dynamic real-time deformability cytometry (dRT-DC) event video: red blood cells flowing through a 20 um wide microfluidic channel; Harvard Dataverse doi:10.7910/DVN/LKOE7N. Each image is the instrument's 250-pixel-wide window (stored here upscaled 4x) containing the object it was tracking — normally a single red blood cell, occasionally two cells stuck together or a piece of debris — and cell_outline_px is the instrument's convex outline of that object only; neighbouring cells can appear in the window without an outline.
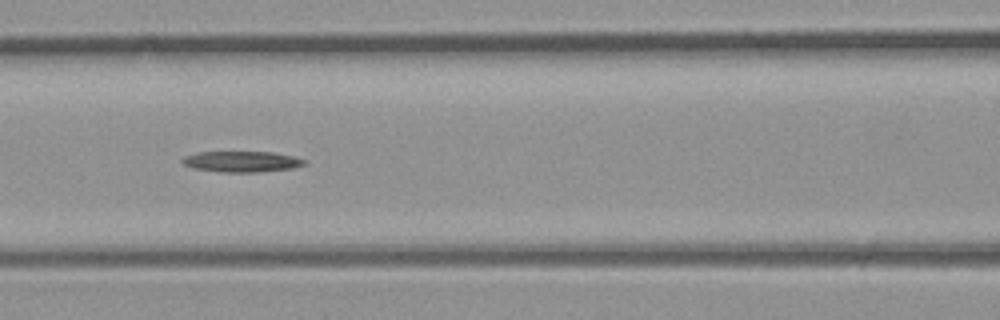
{"species": "common noctule bat (a hibernating species)", "species_latin": "Nyctalus noctula", "temperature_condition": "room temperature", "stored_images_in_passage": 25, "camera_frame_rate_fps": 3000, "um_per_image_px": 0.085, "animal": {"sex": "male", "body_mass_g": 23.1, "forearm_length_mm": 52.7}, "frame": {"image": 1, "passage_image": 9, "time_ms": 2.667, "image_size_px": [1000, 320], "cell_outline_px": [[304, 164], [292, 168], [256, 172], [224, 172], [192, 168], [184, 164], [180, 160], [184, 156], [196, 152], [272, 152], [292, 156], [304, 160]], "centroid_in_image_um": [20.47, 13.73], "position_along_channel_um": 146.1, "area_um2": 14.62}}
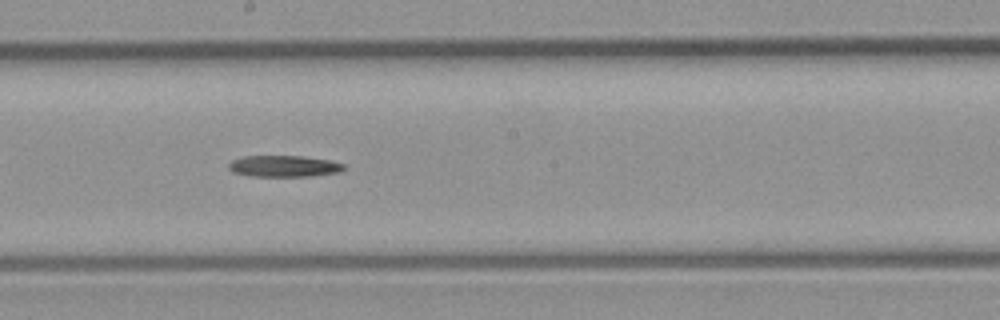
{"frame": {"image": 2, "passage_image": 13, "time_ms": 4.0, "image_size_px": [1000, 320], "cell_outline_px": [[344, 168], [340, 172], [312, 176], [252, 176], [232, 172], [228, 168], [228, 164], [232, 160], [244, 156], [304, 156], [328, 160], [344, 164]], "centroid_in_image_um": [24.11, 14.12], "position_along_channel_um": 224.1, "area_um2": 14.33}}
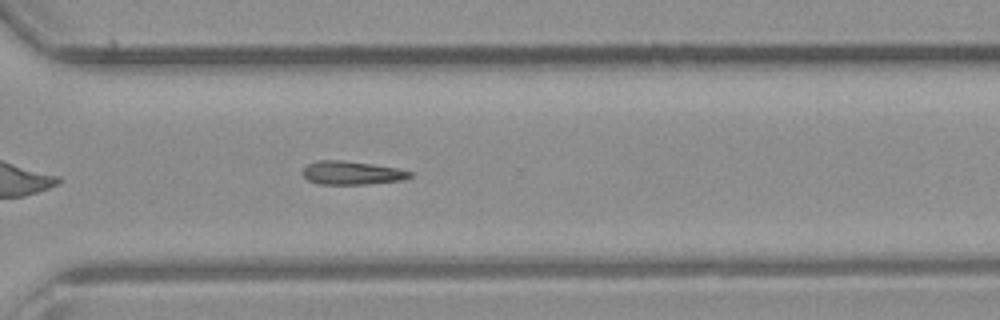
{"frame": {"image": 3, "passage_image": 19, "time_ms": 6.0, "image_size_px": [1000, 320], "cell_outline_px": [[412, 176], [400, 180], [368, 184], [320, 184], [308, 180], [300, 172], [308, 164], [316, 160], [344, 160], [400, 168], [412, 172]], "centroid_in_image_um": [29.89, 14.68], "position_along_channel_um": 340.7, "area_um2": 14.74}}